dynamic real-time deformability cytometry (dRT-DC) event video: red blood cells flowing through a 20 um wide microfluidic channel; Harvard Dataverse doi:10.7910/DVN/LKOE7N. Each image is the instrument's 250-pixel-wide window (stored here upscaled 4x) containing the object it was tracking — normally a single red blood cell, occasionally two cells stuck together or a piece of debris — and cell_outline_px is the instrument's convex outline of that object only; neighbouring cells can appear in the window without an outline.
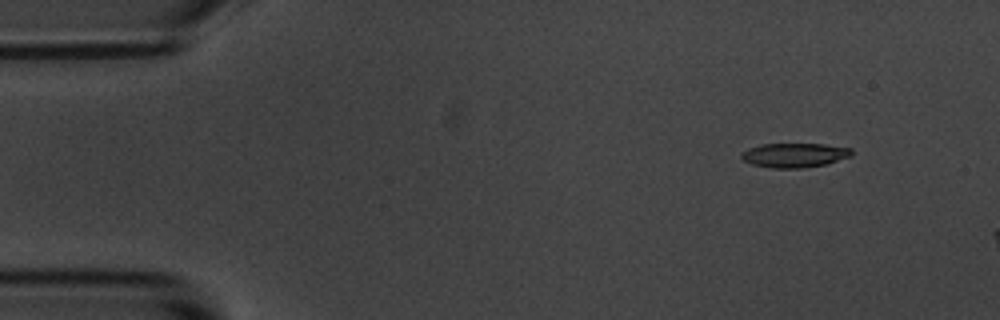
{"species": "common noctule bat (a hibernating species)", "species_latin": "Nyctalus noctula", "temperature_condition": "room temperature", "stored_images_in_passage": 12, "camera_frame_rate_fps": 3000, "um_per_image_px": 0.085, "animal": {"sex": "male", "body_mass_g": 20.1, "forearm_length_mm": 53.5}, "frame": {"image": 1, "passage_image": 6, "time_ms": 1.667, "image_size_px": [1000, 320], "cell_outline_px": [[852, 156], [824, 164], [804, 168], [772, 168], [752, 164], [744, 160], [740, 156], [740, 152], [748, 148], [760, 144], [824, 144], [852, 148]], "centroid_in_image_um": [67.51, 13.18], "position_along_channel_um": 17.5, "area_um2": 15.66}}